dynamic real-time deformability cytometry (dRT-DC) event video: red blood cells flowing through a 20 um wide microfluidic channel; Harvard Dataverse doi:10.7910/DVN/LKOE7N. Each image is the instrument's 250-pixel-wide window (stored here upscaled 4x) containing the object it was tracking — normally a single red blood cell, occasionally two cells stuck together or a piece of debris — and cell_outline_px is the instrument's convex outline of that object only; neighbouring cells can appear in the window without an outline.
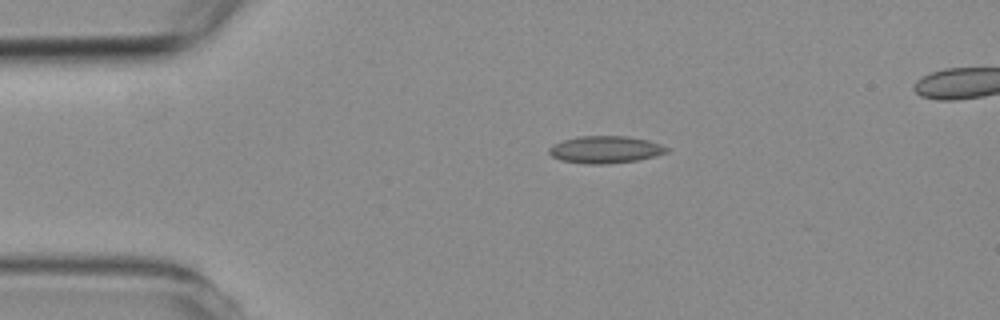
{"species": "common noctule bat (a hibernating species)", "species_latin": "Nyctalus noctula", "temperature_condition": "room temperature", "stored_images_in_passage": 4, "camera_frame_rate_fps": 3000, "um_per_image_px": 0.085, "animal": {"sex": "female", "body_mass_g": 19.3, "forearm_length_mm": 54.1}, "frame": {"image": 1, "passage_image": 4, "time_ms": 4.333, "image_size_px": [1000, 320], "cell_outline_px": [[668, 152], [656, 156], [636, 160], [604, 164], [588, 164], [560, 160], [552, 156], [548, 152], [548, 148], [552, 144], [564, 140], [580, 136], [628, 136], [648, 140], [660, 144], [668, 148]], "centroid_in_image_um": [51.44, 12.71], "position_along_channel_um": 33.6, "area_um2": 18.61}}